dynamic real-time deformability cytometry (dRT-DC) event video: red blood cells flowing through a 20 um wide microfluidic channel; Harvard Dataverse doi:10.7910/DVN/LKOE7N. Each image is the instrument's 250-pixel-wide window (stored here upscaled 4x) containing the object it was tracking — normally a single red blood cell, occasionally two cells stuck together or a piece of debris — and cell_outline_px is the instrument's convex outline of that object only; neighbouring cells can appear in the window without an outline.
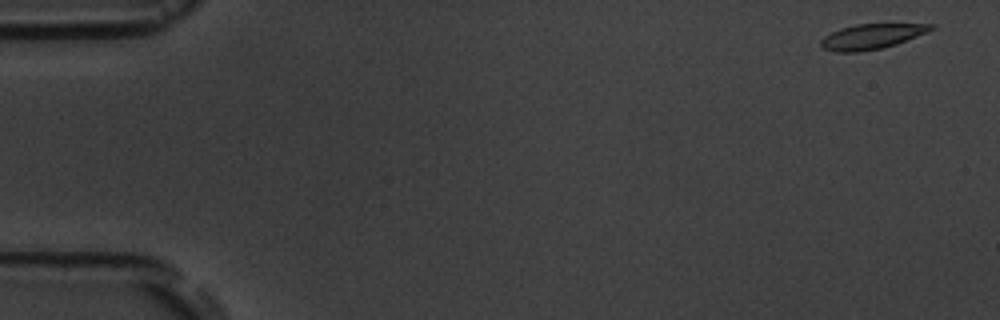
{"species": "common noctule bat (a hibernating species)", "species_latin": "Nyctalus noctula", "temperature_condition": "room temperature", "stored_images_in_passage": 5, "camera_frame_rate_fps": 3000, "um_per_image_px": 0.085, "animal": {"sex": "male", "body_mass_g": 19.5, "forearm_length_mm": 54.6}, "frame": {"image": 1, "passage_image": 1, "time_ms": 0.0, "image_size_px": [1000, 320], "cell_outline_px": [[936, 28], [928, 32], [896, 44], [880, 48], [856, 52], [836, 52], [824, 48], [820, 44], [820, 40], [824, 36], [840, 28], [856, 24], [936, 24]], "centroid_in_image_um": [74.1, 3.09], "position_along_channel_um": 10.9, "area_um2": 16.01}}
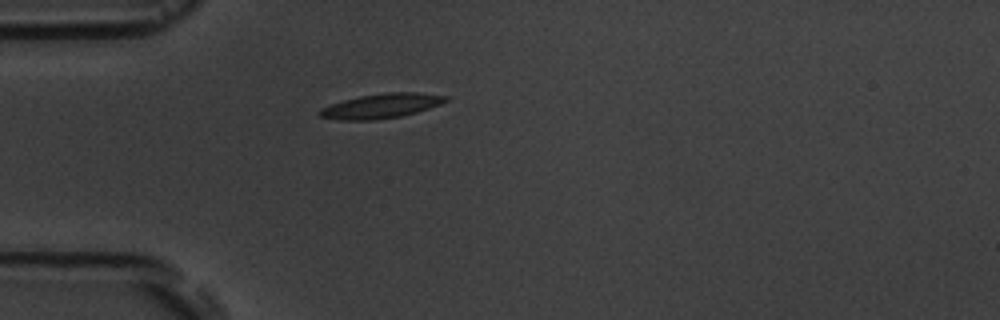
{"frame": {"image": 2, "passage_image": 5, "time_ms": 4.667, "image_size_px": [1000, 320], "cell_outline_px": [[448, 100], [440, 104], [416, 112], [400, 116], [376, 120], [340, 120], [320, 116], [316, 112], [320, 108], [344, 100], [360, 96], [388, 92], [416, 92], [448, 96]], "centroid_in_image_um": [32.39, 9.0], "position_along_channel_um": 52.6, "area_um2": 17.92}}